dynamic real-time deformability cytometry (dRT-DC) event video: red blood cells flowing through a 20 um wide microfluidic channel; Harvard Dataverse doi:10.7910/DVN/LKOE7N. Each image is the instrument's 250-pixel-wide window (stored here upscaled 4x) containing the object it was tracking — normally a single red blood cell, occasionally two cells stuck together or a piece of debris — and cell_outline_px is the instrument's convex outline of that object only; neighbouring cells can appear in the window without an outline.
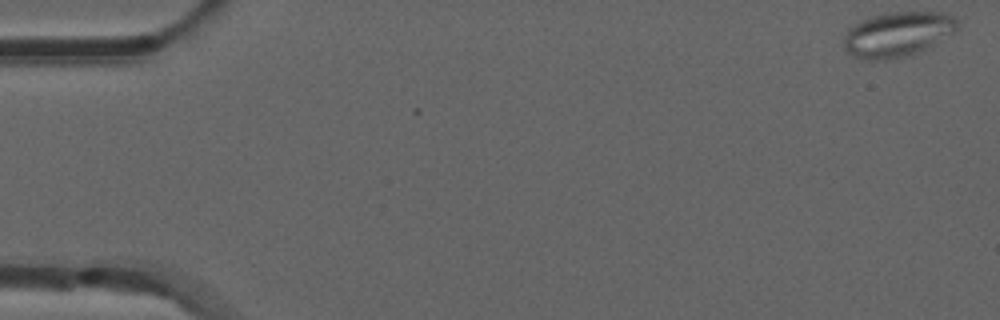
{"species": "common noctule bat (a hibernating species)", "species_latin": "Nyctalus noctula", "temperature_condition": "room temperature", "stored_images_in_passage": 3, "camera_frame_rate_fps": 3000, "um_per_image_px": 0.085, "animal": {"sex": "male", "forearm_length_mm": 52.5}, "frame": {"image": 1, "passage_image": 1, "time_ms": 0.0, "image_size_px": [1000, 320], "cell_outline_px": [[960, 24], [952, 32], [912, 56], [876, 60], [872, 60], [856, 56], [848, 52], [844, 48], [844, 36], [848, 28], [872, 16], [888, 12], [944, 12], [952, 16]], "centroid_in_image_um": [76.28, 2.9], "position_along_channel_um": 8.7, "area_um2": 29.25}}